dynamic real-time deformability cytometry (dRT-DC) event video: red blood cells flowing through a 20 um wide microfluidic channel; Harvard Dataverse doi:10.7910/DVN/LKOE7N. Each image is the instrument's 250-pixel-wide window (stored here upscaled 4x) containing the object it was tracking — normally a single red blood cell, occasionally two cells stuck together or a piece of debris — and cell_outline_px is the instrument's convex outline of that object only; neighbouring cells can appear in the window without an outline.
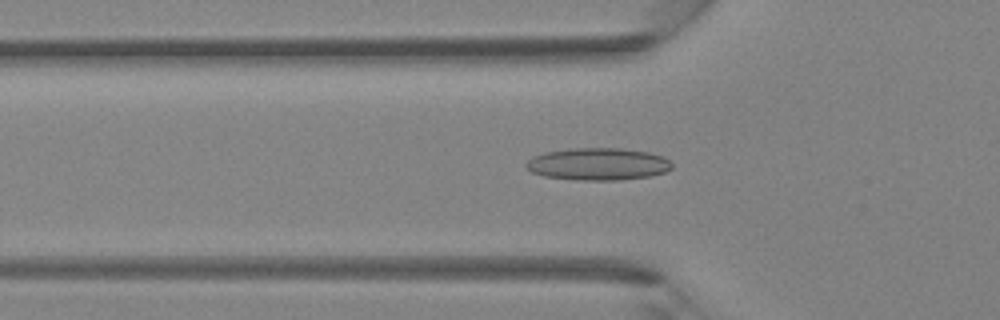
{"species": "Egyptian fruit bat (a non-hibernating species)", "species_latin": "Rousettus aegyptiacus", "temperature_condition": "room temperature", "stored_images_in_passage": 44, "camera_frame_rate_fps": 3000, "um_per_image_px": 0.085, "animal": {"sex": "female"}, "frame": {"image": 1, "passage_image": 15, "time_ms": 4.667, "image_size_px": [1000, 320], "cell_outline_px": [[672, 168], [664, 172], [648, 176], [620, 180], [576, 180], [544, 176], [532, 172], [524, 164], [532, 156], [544, 152], [568, 148], [620, 148], [648, 152], [660, 156], [668, 160], [672, 164]], "centroid_in_image_um": [50.79, 13.94], "position_along_channel_um": 75.0, "area_um2": 27.4}}
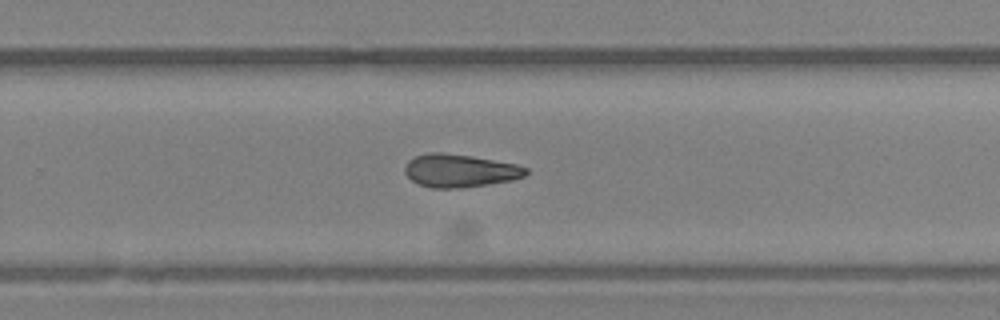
{"frame": {"image": 2, "passage_image": 29, "time_ms": 9.333, "image_size_px": [1000, 320], "cell_outline_px": [[528, 172], [524, 176], [512, 180], [488, 184], [460, 188], [432, 188], [420, 184], [412, 180], [404, 172], [404, 168], [408, 160], [416, 156], [428, 152], [440, 152], [472, 156], [516, 164], [528, 168]], "centroid_in_image_um": [39.08, 14.5], "position_along_channel_um": 290.7, "area_um2": 23.24}}
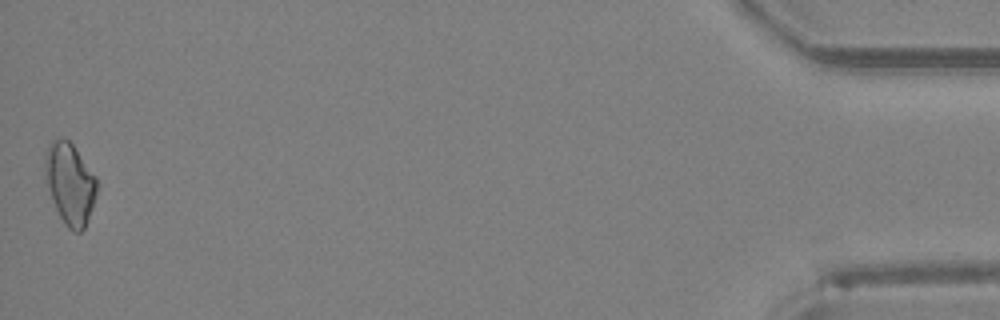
{"frame": {"image": 3, "passage_image": 44, "time_ms": 14.333, "image_size_px": [1000, 320], "cell_outline_px": [[100, 184], [92, 208], [84, 228], [80, 232], [72, 232], [64, 224], [52, 200], [44, 180], [44, 164], [48, 144], [52, 140], [64, 136], [72, 144], [96, 176]], "centroid_in_image_um": [5.94, 15.59], "position_along_channel_um": 429.3, "area_um2": 24.97}}